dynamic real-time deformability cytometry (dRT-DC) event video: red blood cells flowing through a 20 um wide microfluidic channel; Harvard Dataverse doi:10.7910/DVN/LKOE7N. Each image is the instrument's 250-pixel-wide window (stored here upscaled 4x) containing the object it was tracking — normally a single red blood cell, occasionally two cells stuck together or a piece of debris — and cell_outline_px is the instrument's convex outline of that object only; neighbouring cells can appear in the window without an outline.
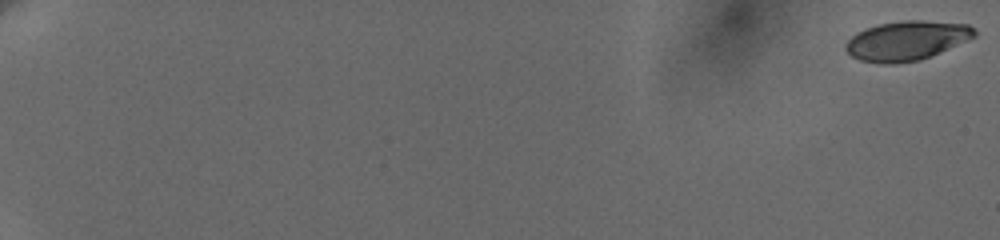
{"species": "human", "species_latin": "Homo sapiens", "temperature_condition": "cold", "stored_images_in_passage": 12, "camera_frame_rate_fps": 3000, "um_per_image_px": 0.085, "donor": {"sex": "female"}, "frame": {"image": 1, "passage_image": 1, "time_ms": 0.0, "image_size_px": [1000, 240], "cell_outline_px": [[976, 36], [920, 60], [892, 64], [880, 64], [860, 60], [852, 56], [844, 48], [844, 44], [856, 32], [864, 28], [880, 24], [904, 20], [924, 20], [968, 24], [976, 32]], "centroid_in_image_um": [77.02, 3.45], "position_along_channel_um": 8.0, "area_um2": 29.48}}